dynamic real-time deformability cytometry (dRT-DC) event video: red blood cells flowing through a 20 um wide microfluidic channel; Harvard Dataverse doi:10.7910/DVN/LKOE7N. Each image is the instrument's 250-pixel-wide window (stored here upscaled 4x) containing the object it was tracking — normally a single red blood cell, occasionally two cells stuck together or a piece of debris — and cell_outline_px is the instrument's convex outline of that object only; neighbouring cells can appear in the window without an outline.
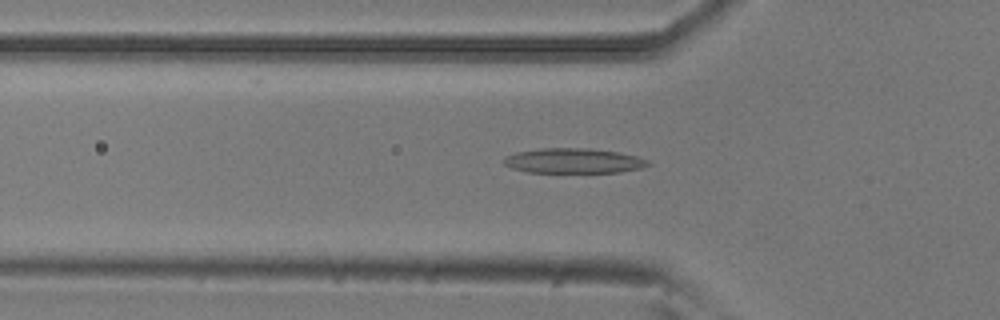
{"species": "common noctule bat (a hibernating species)", "species_latin": "Nyctalus noctula", "temperature_condition": "room temperature", "stored_images_in_passage": 48, "camera_frame_rate_fps": 3000, "um_per_image_px": 0.085, "animal": {"sex": "male", "body_mass_g": 20.5, "forearm_length_mm": 52.5}, "frame": {"image": 1, "passage_image": 12, "time_ms": 3.667, "image_size_px": [1000, 320], "cell_outline_px": [[652, 164], [640, 168], [620, 172], [528, 172], [512, 168], [504, 164], [504, 156], [516, 152], [540, 148], [588, 148], [616, 152], [636, 156], [648, 160]], "centroid_in_image_um": [48.73, 13.66], "position_along_channel_um": 77.1, "area_um2": 20.87}}
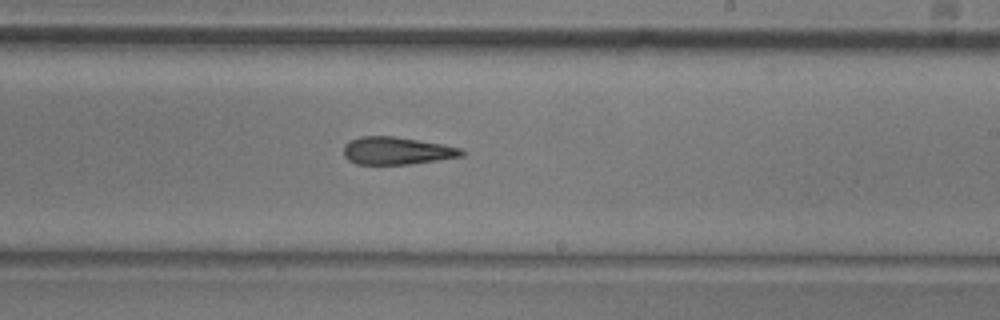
{"frame": {"image": 2, "passage_image": 26, "time_ms": 8.333, "image_size_px": [1000, 320], "cell_outline_px": [[464, 156], [408, 164], [356, 164], [348, 160], [344, 156], [344, 144], [360, 136], [392, 136], [440, 144], [460, 148], [464, 152]], "centroid_in_image_um": [33.68, 12.82], "position_along_channel_um": 255.3, "area_um2": 18.67}}
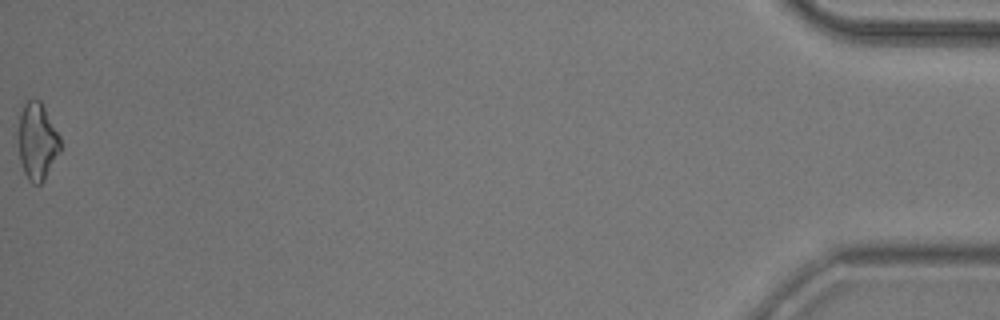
{"frame": {"image": 3, "passage_image": 48, "time_ms": 15.667, "image_size_px": [1000, 320], "cell_outline_px": [[60, 152], [44, 180], [40, 184], [32, 184], [28, 180], [24, 172], [20, 160], [20, 116], [24, 104], [32, 96], [40, 100], [60, 136]], "centroid_in_image_um": [3.19, 12.02], "position_along_channel_um": 432.0, "area_um2": 18.55}, "authors_computed_cell_mechanics": {"area_um2": 19.3919, "velocity_mm_per_s": 3.7938, "shape_relaxation_time_tau1_ms": 5.8694, "shape_relaxation_time_tau2_ms": 9.7735, "deformation_change_tau1": 0.1702, "deformation_change_tau2": 0.23}}